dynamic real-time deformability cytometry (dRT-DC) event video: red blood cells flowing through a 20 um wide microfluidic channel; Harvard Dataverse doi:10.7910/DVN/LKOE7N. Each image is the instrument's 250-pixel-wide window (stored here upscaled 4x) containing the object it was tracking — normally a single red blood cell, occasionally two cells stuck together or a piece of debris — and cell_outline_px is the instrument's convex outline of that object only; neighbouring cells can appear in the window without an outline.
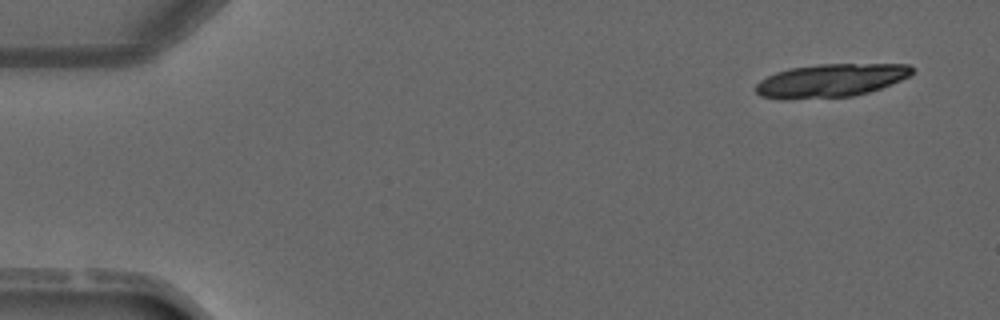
{"species": "common noctule bat (a hibernating species)", "species_latin": "Nyctalus noctula", "temperature_condition": "warm", "stored_images_in_passage": 5, "camera_frame_rate_fps": 3000, "um_per_image_px": 0.085, "animal": {"sex": "male", "forearm_length_mm": 52.5}, "frame": {"image": 1, "passage_image": 1, "time_ms": 0.0, "image_size_px": [1000, 320], "cell_outline_px": [[912, 72], [908, 76], [900, 80], [880, 88], [868, 92], [852, 96], [788, 100], [780, 100], [760, 96], [756, 92], [756, 84], [760, 80], [776, 72], [788, 68], [820, 64], [908, 64], [912, 68]], "centroid_in_image_um": [70.54, 6.85], "position_along_channel_um": 14.5, "area_um2": 30.35}}
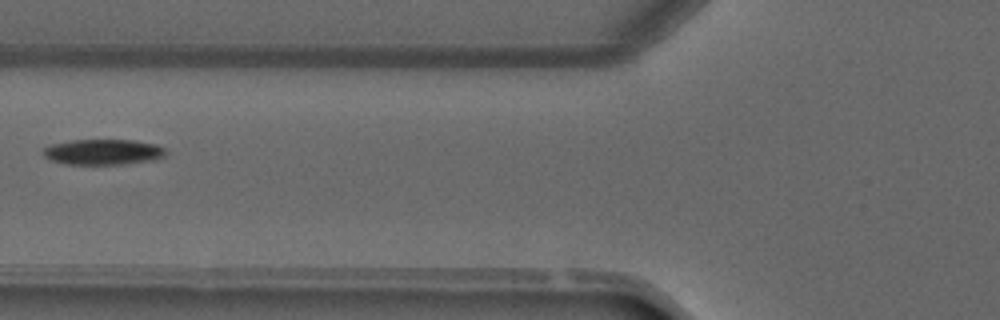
{"frame": {"image": 2, "passage_image": 5, "time_ms": 5.0, "image_size_px": [1000, 320], "cell_outline_px": [[168, 152], [164, 156], [152, 160], [124, 164], [64, 164], [52, 160], [44, 156], [44, 148], [52, 144], [72, 140], [132, 140], [156, 144], [164, 148]], "centroid_in_image_um": [8.79, 12.92], "position_along_channel_um": 117.0, "area_um2": 18.15}}